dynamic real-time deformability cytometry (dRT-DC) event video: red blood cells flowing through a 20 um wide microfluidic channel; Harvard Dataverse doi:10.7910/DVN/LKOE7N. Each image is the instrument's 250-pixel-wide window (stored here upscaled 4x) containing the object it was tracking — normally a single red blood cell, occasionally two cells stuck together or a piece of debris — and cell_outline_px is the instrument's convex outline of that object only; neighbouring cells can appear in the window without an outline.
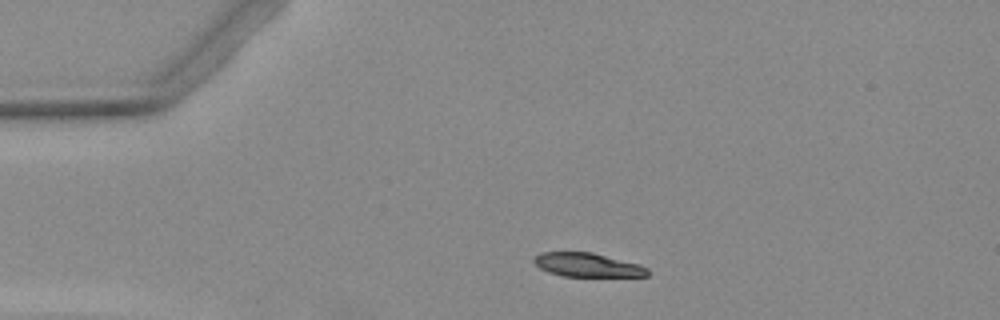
{"species": "Egyptian fruit bat (a non-hibernating species)", "species_latin": "Rousettus aegyptiacus", "temperature_condition": "warm", "stored_images_in_passage": 37, "camera_frame_rate_fps": 3000, "um_per_image_px": 0.085, "animal": {"sex": "female"}, "frame": {"image": 1, "passage_image": 1, "time_ms": 0.0, "image_size_px": [1000, 320], "cell_outline_px": [[648, 276], [564, 276], [548, 272], [540, 268], [532, 260], [540, 252], [592, 252], [640, 264], [648, 268]], "centroid_in_image_um": [49.94, 22.51], "position_along_channel_um": 35.1, "area_um2": 15.72}}
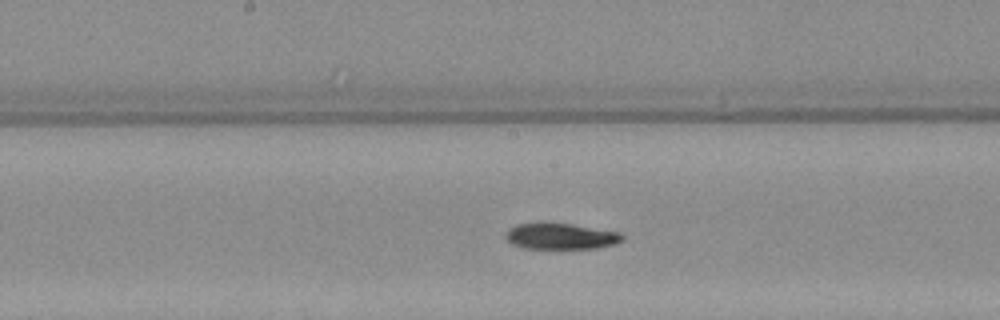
{"frame": {"image": 2, "passage_image": 17, "time_ms": 5.333, "image_size_px": [1000, 320], "cell_outline_px": [[624, 240], [616, 244], [596, 248], [524, 248], [512, 244], [504, 236], [508, 228], [520, 224], [572, 224], [620, 232], [624, 236]], "centroid_in_image_um": [47.71, 20.09], "position_along_channel_um": 200.5, "area_um2": 17.46}}
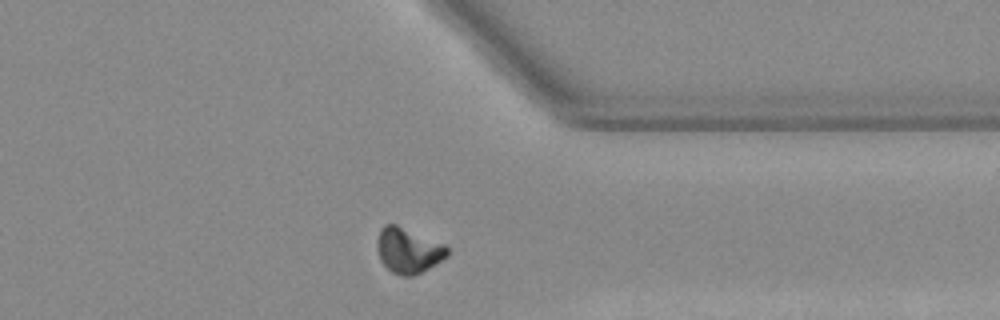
{"frame": {"image": 3, "passage_image": 31, "time_ms": 10.0, "image_size_px": [1000, 320], "cell_outline_px": [[448, 256], [428, 268], [412, 276], [400, 276], [392, 272], [380, 260], [376, 248], [376, 240], [380, 228], [384, 224], [396, 224], [444, 244], [448, 248]], "centroid_in_image_um": [34.66, 21.28], "position_along_channel_um": 376.7, "area_um2": 18.5}}